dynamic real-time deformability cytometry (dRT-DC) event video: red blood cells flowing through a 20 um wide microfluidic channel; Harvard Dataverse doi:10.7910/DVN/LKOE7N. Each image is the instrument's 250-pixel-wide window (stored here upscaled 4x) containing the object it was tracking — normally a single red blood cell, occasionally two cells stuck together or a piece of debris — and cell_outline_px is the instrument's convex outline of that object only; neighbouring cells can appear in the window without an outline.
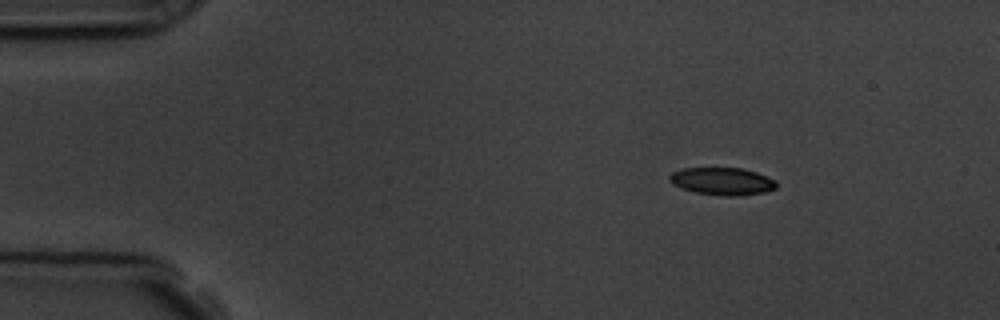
{"species": "common noctule bat (a hibernating species)", "species_latin": "Nyctalus noctula", "temperature_condition": "room temperature", "stored_images_in_passage": 4, "camera_frame_rate_fps": 3000, "um_per_image_px": 0.085, "animal": {"sex": "male", "body_mass_g": 19.5, "forearm_length_mm": 54.6}, "frame": {"image": 1, "passage_image": 1, "time_ms": 0.0, "image_size_px": [1000, 320], "cell_outline_px": [[776, 188], [764, 192], [736, 196], [724, 196], [696, 192], [672, 184], [668, 180], [668, 176], [672, 172], [684, 168], [744, 168], [756, 172], [776, 180]], "centroid_in_image_um": [61.39, 15.4], "position_along_channel_um": 23.6, "area_um2": 17.05}}